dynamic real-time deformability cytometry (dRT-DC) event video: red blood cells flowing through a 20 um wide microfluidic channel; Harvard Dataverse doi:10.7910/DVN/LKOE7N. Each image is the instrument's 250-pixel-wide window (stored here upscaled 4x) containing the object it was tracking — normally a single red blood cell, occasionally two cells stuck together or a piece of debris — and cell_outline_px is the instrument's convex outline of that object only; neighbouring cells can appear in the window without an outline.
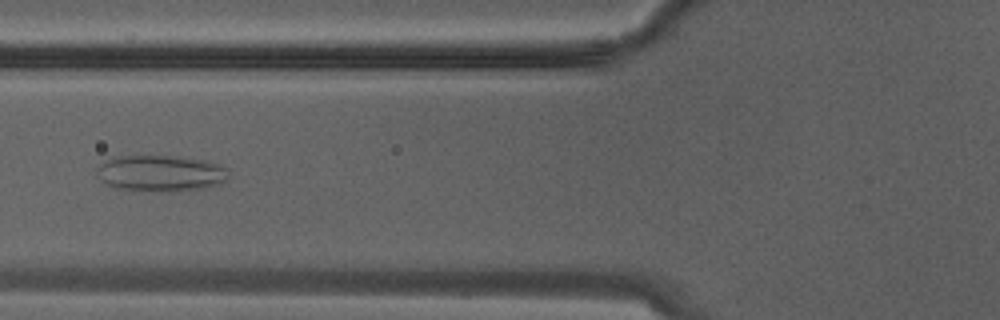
{"species": "Egyptian fruit bat (a non-hibernating species)", "species_latin": "Rousettus aegyptiacus", "temperature_condition": "warm", "stored_images_in_passage": 9, "camera_frame_rate_fps": 3000, "um_per_image_px": 0.085, "animal": {"sex": "male"}, "frame": {"image": 1, "passage_image": 6, "time_ms": 1.667, "image_size_px": [1000, 320], "cell_outline_px": [[228, 168], [224, 180], [220, 184], [204, 188], [180, 192], [132, 192], [116, 188], [100, 180], [96, 176], [96, 168], [104, 160], [112, 156], [168, 156], [204, 160], [220, 164]], "centroid_in_image_um": [13.58, 14.76], "position_along_channel_um": 112.2, "area_um2": 28.55}}